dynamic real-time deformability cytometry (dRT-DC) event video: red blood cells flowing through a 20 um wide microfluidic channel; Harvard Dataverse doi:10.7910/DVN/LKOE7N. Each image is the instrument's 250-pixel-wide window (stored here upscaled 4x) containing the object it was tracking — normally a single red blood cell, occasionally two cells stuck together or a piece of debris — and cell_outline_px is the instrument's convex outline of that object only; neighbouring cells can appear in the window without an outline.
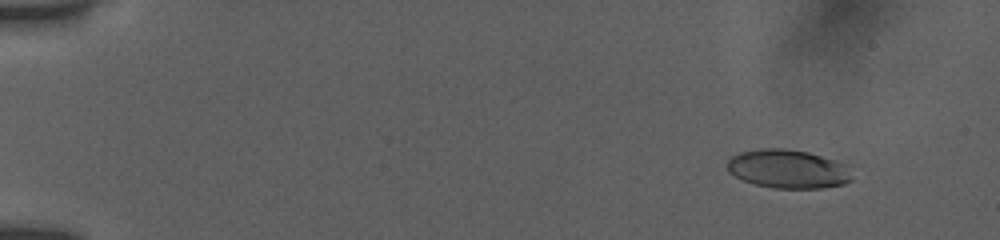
{"species": "human", "species_latin": "Homo sapiens", "temperature_condition": "room temperature", "stored_images_in_passage": 16, "camera_frame_rate_fps": 3000, "um_per_image_px": 0.085, "donor": {"sex": "female"}, "frame": {"image": 1, "passage_image": 3, "time_ms": 1.667, "image_size_px": [1000, 240], "cell_outline_px": [[852, 180], [844, 184], [820, 188], [776, 188], [756, 184], [744, 180], [728, 172], [728, 160], [732, 156], [740, 152], [760, 148], [784, 148], [808, 152], [852, 164]], "centroid_in_image_um": [67.07, 14.35], "position_along_channel_um": 17.9, "area_um2": 28.5}}
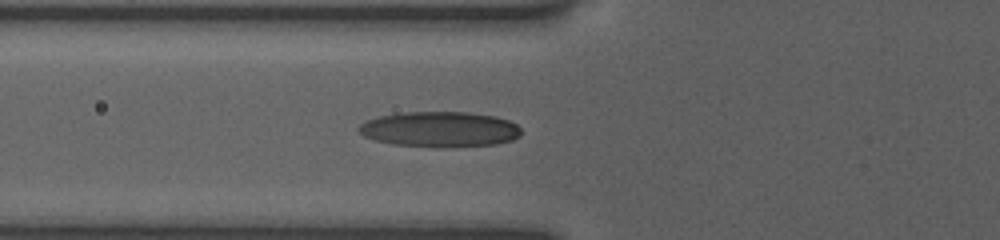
{"frame": {"image": 2, "passage_image": 11, "time_ms": 7.0, "image_size_px": [1000, 240], "cell_outline_px": [[520, 136], [512, 140], [496, 144], [440, 148], [396, 144], [376, 140], [364, 136], [356, 128], [360, 124], [368, 120], [380, 116], [400, 112], [468, 112], [496, 116], [508, 120], [516, 124], [520, 128]], "centroid_in_image_um": [37.4, 10.99], "position_along_channel_um": 88.4, "area_um2": 33.58}}
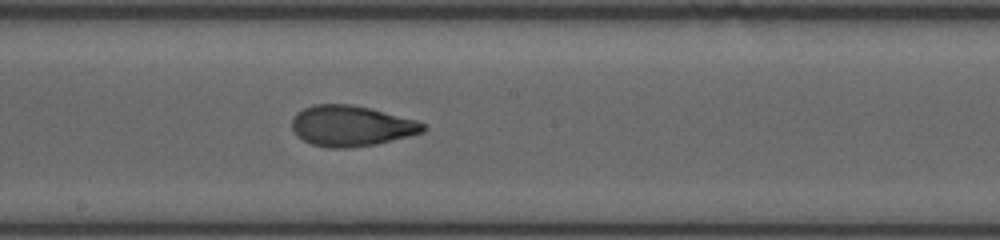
{"frame": {"image": 3, "passage_image": 16, "time_ms": 10.333, "image_size_px": [1000, 240], "cell_outline_px": [[428, 128], [424, 132], [376, 144], [348, 148], [328, 148], [312, 144], [304, 140], [292, 128], [292, 120], [296, 112], [304, 108], [316, 104], [352, 104], [416, 120], [424, 124]], "centroid_in_image_um": [29.86, 10.7], "position_along_channel_um": 218.3, "area_um2": 30.81}}